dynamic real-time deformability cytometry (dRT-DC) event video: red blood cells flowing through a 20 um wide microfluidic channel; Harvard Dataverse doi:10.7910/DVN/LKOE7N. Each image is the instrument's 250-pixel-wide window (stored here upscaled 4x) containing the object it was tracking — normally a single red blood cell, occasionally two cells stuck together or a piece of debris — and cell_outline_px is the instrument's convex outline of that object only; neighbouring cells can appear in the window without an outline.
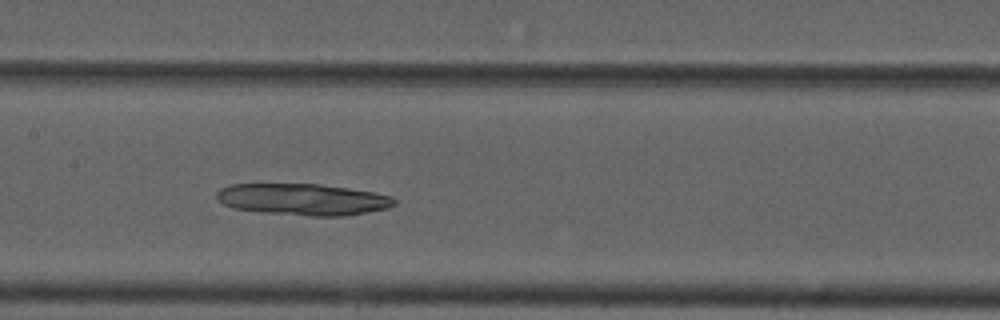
{"species": "common noctule bat (a hibernating species)", "species_latin": "Nyctalus noctula", "temperature_condition": "cold", "stored_images_in_passage": 6, "camera_frame_rate_fps": 3000, "um_per_image_px": 0.085, "animal": {"sex": "male", "forearm_length_mm": 52.5}, "frame": {"image": 1, "passage_image": 6, "time_ms": 7.0, "image_size_px": [1000, 320], "cell_outline_px": [[396, 204], [388, 208], [368, 212], [344, 216], [308, 216], [260, 212], [232, 208], [216, 200], [216, 192], [220, 188], [228, 184], [320, 184], [348, 188], [372, 192], [392, 196], [396, 200]], "centroid_in_image_um": [25.72, 16.95], "position_along_channel_um": 181.7, "area_um2": 32.95}}